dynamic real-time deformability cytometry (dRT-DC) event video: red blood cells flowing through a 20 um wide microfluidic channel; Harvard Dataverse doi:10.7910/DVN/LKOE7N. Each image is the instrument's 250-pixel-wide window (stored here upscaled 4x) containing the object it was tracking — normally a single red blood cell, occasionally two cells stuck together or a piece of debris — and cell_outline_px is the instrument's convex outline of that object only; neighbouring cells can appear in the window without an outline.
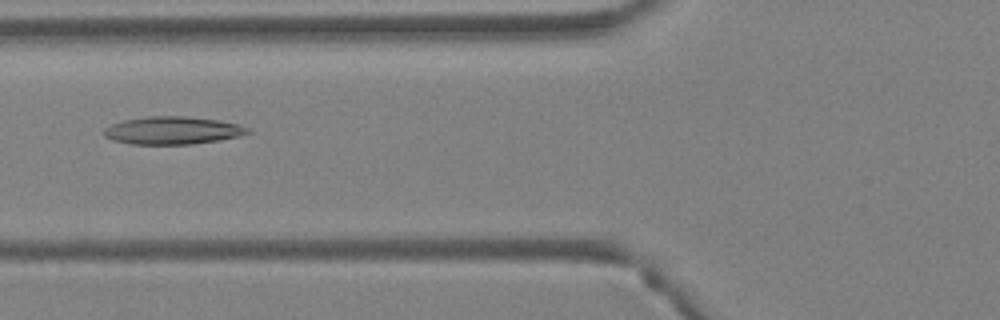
{"species": "Egyptian fruit bat (a non-hibernating species)", "species_latin": "Rousettus aegyptiacus", "temperature_condition": "warm", "stored_images_in_passage": 2, "camera_frame_rate_fps": 3000, "um_per_image_px": 0.085, "animal": {"sex": "female"}, "frame": {"image": 1, "passage_image": 2, "time_ms": 0.333, "image_size_px": [1000, 320], "cell_outline_px": [[252, 132], [236, 136], [216, 140], [192, 144], [132, 144], [112, 140], [104, 136], [100, 132], [104, 128], [112, 124], [124, 120], [148, 116], [184, 116], [220, 120], [240, 124], [248, 128]], "centroid_in_image_um": [14.63, 11.08], "position_along_channel_um": 111.2, "area_um2": 23.24}}